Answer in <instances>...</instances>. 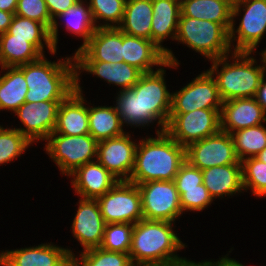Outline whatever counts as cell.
I'll list each match as a JSON object with an SVG mask.
<instances>
[{
	"label": "cell",
	"instance_id": "obj_1",
	"mask_svg": "<svg viewBox=\"0 0 266 266\" xmlns=\"http://www.w3.org/2000/svg\"><path fill=\"white\" fill-rule=\"evenodd\" d=\"M171 226L169 221L145 219L134 224L129 251L133 266H185L191 262L173 253L185 245Z\"/></svg>",
	"mask_w": 266,
	"mask_h": 266
},
{
	"label": "cell",
	"instance_id": "obj_2",
	"mask_svg": "<svg viewBox=\"0 0 266 266\" xmlns=\"http://www.w3.org/2000/svg\"><path fill=\"white\" fill-rule=\"evenodd\" d=\"M157 138H148L137 145L134 168L129 182L172 181L186 161V149L166 131L157 132Z\"/></svg>",
	"mask_w": 266,
	"mask_h": 266
},
{
	"label": "cell",
	"instance_id": "obj_3",
	"mask_svg": "<svg viewBox=\"0 0 266 266\" xmlns=\"http://www.w3.org/2000/svg\"><path fill=\"white\" fill-rule=\"evenodd\" d=\"M70 58L50 62L44 55L18 66L24 73L28 92L25 102L63 101L75 89V64Z\"/></svg>",
	"mask_w": 266,
	"mask_h": 266
},
{
	"label": "cell",
	"instance_id": "obj_4",
	"mask_svg": "<svg viewBox=\"0 0 266 266\" xmlns=\"http://www.w3.org/2000/svg\"><path fill=\"white\" fill-rule=\"evenodd\" d=\"M235 63H227L226 56L212 60V68L208 70L214 74L218 65L222 64L223 68L217 73L215 78L219 94L224 101L239 98H254L257 89L264 78L266 72V53L262 52V66H254V58L249 57V52H234ZM241 59V60H240ZM240 60V62H239ZM225 62V63H224Z\"/></svg>",
	"mask_w": 266,
	"mask_h": 266
},
{
	"label": "cell",
	"instance_id": "obj_5",
	"mask_svg": "<svg viewBox=\"0 0 266 266\" xmlns=\"http://www.w3.org/2000/svg\"><path fill=\"white\" fill-rule=\"evenodd\" d=\"M175 40L200 52L210 60L230 52L229 32L219 23L180 14Z\"/></svg>",
	"mask_w": 266,
	"mask_h": 266
},
{
	"label": "cell",
	"instance_id": "obj_6",
	"mask_svg": "<svg viewBox=\"0 0 266 266\" xmlns=\"http://www.w3.org/2000/svg\"><path fill=\"white\" fill-rule=\"evenodd\" d=\"M164 73L162 68L155 72L142 73L138 82L132 87L136 93H139L141 122L146 125L158 119L162 129L157 132H165L172 105V94L167 90Z\"/></svg>",
	"mask_w": 266,
	"mask_h": 266
},
{
	"label": "cell",
	"instance_id": "obj_7",
	"mask_svg": "<svg viewBox=\"0 0 266 266\" xmlns=\"http://www.w3.org/2000/svg\"><path fill=\"white\" fill-rule=\"evenodd\" d=\"M46 140V151L67 176L78 167L91 162L95 156L97 158L99 142L90 134L68 136L52 133Z\"/></svg>",
	"mask_w": 266,
	"mask_h": 266
},
{
	"label": "cell",
	"instance_id": "obj_8",
	"mask_svg": "<svg viewBox=\"0 0 266 266\" xmlns=\"http://www.w3.org/2000/svg\"><path fill=\"white\" fill-rule=\"evenodd\" d=\"M96 200L106 224H136L143 219L141 193L134 183L118 181L108 192Z\"/></svg>",
	"mask_w": 266,
	"mask_h": 266
},
{
	"label": "cell",
	"instance_id": "obj_9",
	"mask_svg": "<svg viewBox=\"0 0 266 266\" xmlns=\"http://www.w3.org/2000/svg\"><path fill=\"white\" fill-rule=\"evenodd\" d=\"M137 186L141 193L143 219L174 222L183 212L174 180L149 181Z\"/></svg>",
	"mask_w": 266,
	"mask_h": 266
},
{
	"label": "cell",
	"instance_id": "obj_10",
	"mask_svg": "<svg viewBox=\"0 0 266 266\" xmlns=\"http://www.w3.org/2000/svg\"><path fill=\"white\" fill-rule=\"evenodd\" d=\"M220 111L196 109L186 114H170L165 131L186 148L220 131Z\"/></svg>",
	"mask_w": 266,
	"mask_h": 266
},
{
	"label": "cell",
	"instance_id": "obj_11",
	"mask_svg": "<svg viewBox=\"0 0 266 266\" xmlns=\"http://www.w3.org/2000/svg\"><path fill=\"white\" fill-rule=\"evenodd\" d=\"M244 5V16L236 31L233 18L239 14L240 6ZM238 33L237 44L234 52L252 53L266 32V0H233L232 25L229 30V43L235 40ZM234 38V39H233Z\"/></svg>",
	"mask_w": 266,
	"mask_h": 266
},
{
	"label": "cell",
	"instance_id": "obj_12",
	"mask_svg": "<svg viewBox=\"0 0 266 266\" xmlns=\"http://www.w3.org/2000/svg\"><path fill=\"white\" fill-rule=\"evenodd\" d=\"M222 104L216 80L207 71L172 94L170 114H186L196 109L221 110Z\"/></svg>",
	"mask_w": 266,
	"mask_h": 266
},
{
	"label": "cell",
	"instance_id": "obj_13",
	"mask_svg": "<svg viewBox=\"0 0 266 266\" xmlns=\"http://www.w3.org/2000/svg\"><path fill=\"white\" fill-rule=\"evenodd\" d=\"M185 149L186 160L201 171L214 166L242 164L236 155L231 135L221 130L189 144Z\"/></svg>",
	"mask_w": 266,
	"mask_h": 266
},
{
	"label": "cell",
	"instance_id": "obj_14",
	"mask_svg": "<svg viewBox=\"0 0 266 266\" xmlns=\"http://www.w3.org/2000/svg\"><path fill=\"white\" fill-rule=\"evenodd\" d=\"M137 143L124 133L99 141L97 161L119 181H129L134 168Z\"/></svg>",
	"mask_w": 266,
	"mask_h": 266
},
{
	"label": "cell",
	"instance_id": "obj_15",
	"mask_svg": "<svg viewBox=\"0 0 266 266\" xmlns=\"http://www.w3.org/2000/svg\"><path fill=\"white\" fill-rule=\"evenodd\" d=\"M62 101L24 102L14 113L26 127L19 130L31 143L46 140L53 133L59 105Z\"/></svg>",
	"mask_w": 266,
	"mask_h": 266
},
{
	"label": "cell",
	"instance_id": "obj_16",
	"mask_svg": "<svg viewBox=\"0 0 266 266\" xmlns=\"http://www.w3.org/2000/svg\"><path fill=\"white\" fill-rule=\"evenodd\" d=\"M72 59V61L124 62L123 32L118 27H97L93 36L76 51Z\"/></svg>",
	"mask_w": 266,
	"mask_h": 266
},
{
	"label": "cell",
	"instance_id": "obj_17",
	"mask_svg": "<svg viewBox=\"0 0 266 266\" xmlns=\"http://www.w3.org/2000/svg\"><path fill=\"white\" fill-rule=\"evenodd\" d=\"M78 76L75 71V89L60 103L53 133L68 136L89 134L88 107L84 105Z\"/></svg>",
	"mask_w": 266,
	"mask_h": 266
},
{
	"label": "cell",
	"instance_id": "obj_18",
	"mask_svg": "<svg viewBox=\"0 0 266 266\" xmlns=\"http://www.w3.org/2000/svg\"><path fill=\"white\" fill-rule=\"evenodd\" d=\"M73 220L72 232L84 247V251L100 247L106 222L96 199L81 198Z\"/></svg>",
	"mask_w": 266,
	"mask_h": 266
},
{
	"label": "cell",
	"instance_id": "obj_19",
	"mask_svg": "<svg viewBox=\"0 0 266 266\" xmlns=\"http://www.w3.org/2000/svg\"><path fill=\"white\" fill-rule=\"evenodd\" d=\"M266 112L255 98L224 101L220 111V130L232 133L266 122Z\"/></svg>",
	"mask_w": 266,
	"mask_h": 266
},
{
	"label": "cell",
	"instance_id": "obj_20",
	"mask_svg": "<svg viewBox=\"0 0 266 266\" xmlns=\"http://www.w3.org/2000/svg\"><path fill=\"white\" fill-rule=\"evenodd\" d=\"M152 6L151 41L165 52L167 61L178 65L172 52L160 44L169 35H173L172 39L176 38L181 0H152Z\"/></svg>",
	"mask_w": 266,
	"mask_h": 266
},
{
	"label": "cell",
	"instance_id": "obj_21",
	"mask_svg": "<svg viewBox=\"0 0 266 266\" xmlns=\"http://www.w3.org/2000/svg\"><path fill=\"white\" fill-rule=\"evenodd\" d=\"M70 256H74L69 249L51 244L36 247L6 251L0 254L2 266H61Z\"/></svg>",
	"mask_w": 266,
	"mask_h": 266
},
{
	"label": "cell",
	"instance_id": "obj_22",
	"mask_svg": "<svg viewBox=\"0 0 266 266\" xmlns=\"http://www.w3.org/2000/svg\"><path fill=\"white\" fill-rule=\"evenodd\" d=\"M123 59L142 73L152 72L153 65L177 67L167 61L165 52L153 41L123 33Z\"/></svg>",
	"mask_w": 266,
	"mask_h": 266
},
{
	"label": "cell",
	"instance_id": "obj_23",
	"mask_svg": "<svg viewBox=\"0 0 266 266\" xmlns=\"http://www.w3.org/2000/svg\"><path fill=\"white\" fill-rule=\"evenodd\" d=\"M69 176H75L72 185L82 198L96 199L108 192L118 181L98 161L88 162L78 167Z\"/></svg>",
	"mask_w": 266,
	"mask_h": 266
},
{
	"label": "cell",
	"instance_id": "obj_24",
	"mask_svg": "<svg viewBox=\"0 0 266 266\" xmlns=\"http://www.w3.org/2000/svg\"><path fill=\"white\" fill-rule=\"evenodd\" d=\"M74 63L75 71L82 69L95 74L109 83L121 86L122 90L132 88L142 75L139 69L126 62L74 61Z\"/></svg>",
	"mask_w": 266,
	"mask_h": 266
},
{
	"label": "cell",
	"instance_id": "obj_25",
	"mask_svg": "<svg viewBox=\"0 0 266 266\" xmlns=\"http://www.w3.org/2000/svg\"><path fill=\"white\" fill-rule=\"evenodd\" d=\"M152 16V0H126L120 26L106 23L100 27H118L127 35L151 40Z\"/></svg>",
	"mask_w": 266,
	"mask_h": 266
},
{
	"label": "cell",
	"instance_id": "obj_26",
	"mask_svg": "<svg viewBox=\"0 0 266 266\" xmlns=\"http://www.w3.org/2000/svg\"><path fill=\"white\" fill-rule=\"evenodd\" d=\"M203 184L212 198L233 195L243 189L242 164L214 166L202 170Z\"/></svg>",
	"mask_w": 266,
	"mask_h": 266
},
{
	"label": "cell",
	"instance_id": "obj_27",
	"mask_svg": "<svg viewBox=\"0 0 266 266\" xmlns=\"http://www.w3.org/2000/svg\"><path fill=\"white\" fill-rule=\"evenodd\" d=\"M233 0H181V13L221 24L228 32L232 25Z\"/></svg>",
	"mask_w": 266,
	"mask_h": 266
},
{
	"label": "cell",
	"instance_id": "obj_28",
	"mask_svg": "<svg viewBox=\"0 0 266 266\" xmlns=\"http://www.w3.org/2000/svg\"><path fill=\"white\" fill-rule=\"evenodd\" d=\"M43 54L29 39L13 38L8 32L0 36V65L16 67L37 61Z\"/></svg>",
	"mask_w": 266,
	"mask_h": 266
},
{
	"label": "cell",
	"instance_id": "obj_29",
	"mask_svg": "<svg viewBox=\"0 0 266 266\" xmlns=\"http://www.w3.org/2000/svg\"><path fill=\"white\" fill-rule=\"evenodd\" d=\"M89 134L98 142L123 135L116 107H88Z\"/></svg>",
	"mask_w": 266,
	"mask_h": 266
},
{
	"label": "cell",
	"instance_id": "obj_30",
	"mask_svg": "<svg viewBox=\"0 0 266 266\" xmlns=\"http://www.w3.org/2000/svg\"><path fill=\"white\" fill-rule=\"evenodd\" d=\"M9 69L0 77V109L16 111L24 102L28 86L23 71L18 67Z\"/></svg>",
	"mask_w": 266,
	"mask_h": 266
},
{
	"label": "cell",
	"instance_id": "obj_31",
	"mask_svg": "<svg viewBox=\"0 0 266 266\" xmlns=\"http://www.w3.org/2000/svg\"><path fill=\"white\" fill-rule=\"evenodd\" d=\"M7 32L13 35V38L29 39V43L33 44L42 54L44 48L43 39L50 52L52 54L56 53L50 38V30L36 20L14 14Z\"/></svg>",
	"mask_w": 266,
	"mask_h": 266
},
{
	"label": "cell",
	"instance_id": "obj_32",
	"mask_svg": "<svg viewBox=\"0 0 266 266\" xmlns=\"http://www.w3.org/2000/svg\"><path fill=\"white\" fill-rule=\"evenodd\" d=\"M239 161L246 159L245 155L255 157L266 147V128L257 125L230 133Z\"/></svg>",
	"mask_w": 266,
	"mask_h": 266
},
{
	"label": "cell",
	"instance_id": "obj_33",
	"mask_svg": "<svg viewBox=\"0 0 266 266\" xmlns=\"http://www.w3.org/2000/svg\"><path fill=\"white\" fill-rule=\"evenodd\" d=\"M83 5V1L79 0L64 13L57 16L58 18H68L66 24L67 31L69 30L74 34L83 37L84 43L80 48H78V50L89 41L97 27H100V25L97 26L94 24L89 6L85 8Z\"/></svg>",
	"mask_w": 266,
	"mask_h": 266
},
{
	"label": "cell",
	"instance_id": "obj_34",
	"mask_svg": "<svg viewBox=\"0 0 266 266\" xmlns=\"http://www.w3.org/2000/svg\"><path fill=\"white\" fill-rule=\"evenodd\" d=\"M133 228V223L106 224L100 248L106 251L129 254Z\"/></svg>",
	"mask_w": 266,
	"mask_h": 266
},
{
	"label": "cell",
	"instance_id": "obj_35",
	"mask_svg": "<svg viewBox=\"0 0 266 266\" xmlns=\"http://www.w3.org/2000/svg\"><path fill=\"white\" fill-rule=\"evenodd\" d=\"M242 163L243 190L251 188L253 194L266 195V163L256 157H247Z\"/></svg>",
	"mask_w": 266,
	"mask_h": 266
},
{
	"label": "cell",
	"instance_id": "obj_36",
	"mask_svg": "<svg viewBox=\"0 0 266 266\" xmlns=\"http://www.w3.org/2000/svg\"><path fill=\"white\" fill-rule=\"evenodd\" d=\"M80 260L75 258L77 266H133L129 254L111 252L98 248L81 253Z\"/></svg>",
	"mask_w": 266,
	"mask_h": 266
},
{
	"label": "cell",
	"instance_id": "obj_37",
	"mask_svg": "<svg viewBox=\"0 0 266 266\" xmlns=\"http://www.w3.org/2000/svg\"><path fill=\"white\" fill-rule=\"evenodd\" d=\"M31 142L17 129L0 126V164L8 163L26 151Z\"/></svg>",
	"mask_w": 266,
	"mask_h": 266
},
{
	"label": "cell",
	"instance_id": "obj_38",
	"mask_svg": "<svg viewBox=\"0 0 266 266\" xmlns=\"http://www.w3.org/2000/svg\"><path fill=\"white\" fill-rule=\"evenodd\" d=\"M120 94L117 98V112L120 116V119L123 123H128L130 125L134 124L137 126L144 125L141 122V104L139 93L133 88L119 91Z\"/></svg>",
	"mask_w": 266,
	"mask_h": 266
},
{
	"label": "cell",
	"instance_id": "obj_39",
	"mask_svg": "<svg viewBox=\"0 0 266 266\" xmlns=\"http://www.w3.org/2000/svg\"><path fill=\"white\" fill-rule=\"evenodd\" d=\"M126 0H90L89 8L94 23L96 20L102 19L112 24H121Z\"/></svg>",
	"mask_w": 266,
	"mask_h": 266
},
{
	"label": "cell",
	"instance_id": "obj_40",
	"mask_svg": "<svg viewBox=\"0 0 266 266\" xmlns=\"http://www.w3.org/2000/svg\"><path fill=\"white\" fill-rule=\"evenodd\" d=\"M15 14L36 20L44 24L49 30L53 23L44 0H18Z\"/></svg>",
	"mask_w": 266,
	"mask_h": 266
},
{
	"label": "cell",
	"instance_id": "obj_41",
	"mask_svg": "<svg viewBox=\"0 0 266 266\" xmlns=\"http://www.w3.org/2000/svg\"><path fill=\"white\" fill-rule=\"evenodd\" d=\"M180 196V205L182 211L193 210L200 211L211 204L213 198L209 195L204 184L200 188L177 189Z\"/></svg>",
	"mask_w": 266,
	"mask_h": 266
},
{
	"label": "cell",
	"instance_id": "obj_42",
	"mask_svg": "<svg viewBox=\"0 0 266 266\" xmlns=\"http://www.w3.org/2000/svg\"><path fill=\"white\" fill-rule=\"evenodd\" d=\"M202 179V171L186 160L176 174L174 182L177 189H192L200 188V184L203 183Z\"/></svg>",
	"mask_w": 266,
	"mask_h": 266
},
{
	"label": "cell",
	"instance_id": "obj_43",
	"mask_svg": "<svg viewBox=\"0 0 266 266\" xmlns=\"http://www.w3.org/2000/svg\"><path fill=\"white\" fill-rule=\"evenodd\" d=\"M46 2L49 14L53 21L51 29H50V38L52 44L56 50L57 46V34H58V24L55 17L59 16L60 14L64 13L68 8L72 7L76 2L79 0H44Z\"/></svg>",
	"mask_w": 266,
	"mask_h": 266
},
{
	"label": "cell",
	"instance_id": "obj_44",
	"mask_svg": "<svg viewBox=\"0 0 266 266\" xmlns=\"http://www.w3.org/2000/svg\"><path fill=\"white\" fill-rule=\"evenodd\" d=\"M14 14L0 10V36L8 31Z\"/></svg>",
	"mask_w": 266,
	"mask_h": 266
},
{
	"label": "cell",
	"instance_id": "obj_45",
	"mask_svg": "<svg viewBox=\"0 0 266 266\" xmlns=\"http://www.w3.org/2000/svg\"><path fill=\"white\" fill-rule=\"evenodd\" d=\"M256 101L262 106L264 111L266 112V83L264 78L262 79L257 92L256 96L254 97Z\"/></svg>",
	"mask_w": 266,
	"mask_h": 266
},
{
	"label": "cell",
	"instance_id": "obj_46",
	"mask_svg": "<svg viewBox=\"0 0 266 266\" xmlns=\"http://www.w3.org/2000/svg\"><path fill=\"white\" fill-rule=\"evenodd\" d=\"M202 264L204 266H244L242 264H240L238 261H235L234 259H229L228 257H223L220 259V261L218 260L217 262H202Z\"/></svg>",
	"mask_w": 266,
	"mask_h": 266
},
{
	"label": "cell",
	"instance_id": "obj_47",
	"mask_svg": "<svg viewBox=\"0 0 266 266\" xmlns=\"http://www.w3.org/2000/svg\"><path fill=\"white\" fill-rule=\"evenodd\" d=\"M18 0H0V10L15 14Z\"/></svg>",
	"mask_w": 266,
	"mask_h": 266
},
{
	"label": "cell",
	"instance_id": "obj_48",
	"mask_svg": "<svg viewBox=\"0 0 266 266\" xmlns=\"http://www.w3.org/2000/svg\"><path fill=\"white\" fill-rule=\"evenodd\" d=\"M61 266H77L75 257L70 256Z\"/></svg>",
	"mask_w": 266,
	"mask_h": 266
},
{
	"label": "cell",
	"instance_id": "obj_49",
	"mask_svg": "<svg viewBox=\"0 0 266 266\" xmlns=\"http://www.w3.org/2000/svg\"><path fill=\"white\" fill-rule=\"evenodd\" d=\"M257 159L263 161L264 163H266V147L255 156Z\"/></svg>",
	"mask_w": 266,
	"mask_h": 266
},
{
	"label": "cell",
	"instance_id": "obj_50",
	"mask_svg": "<svg viewBox=\"0 0 266 266\" xmlns=\"http://www.w3.org/2000/svg\"><path fill=\"white\" fill-rule=\"evenodd\" d=\"M185 266H204L202 263H195L193 261H191L189 264L185 265Z\"/></svg>",
	"mask_w": 266,
	"mask_h": 266
}]
</instances>
